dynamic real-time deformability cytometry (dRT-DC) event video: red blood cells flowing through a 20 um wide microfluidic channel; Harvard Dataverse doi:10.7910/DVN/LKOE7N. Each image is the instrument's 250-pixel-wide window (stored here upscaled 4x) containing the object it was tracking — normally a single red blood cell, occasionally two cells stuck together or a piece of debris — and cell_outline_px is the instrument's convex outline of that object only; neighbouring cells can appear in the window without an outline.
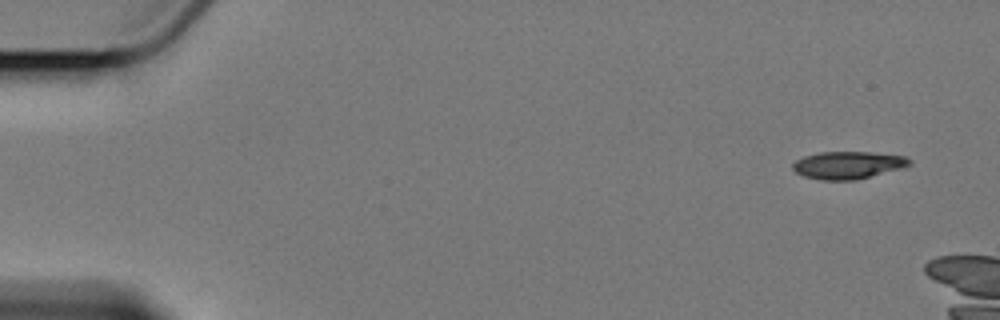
{"species": "Egyptian fruit bat (a non-hibernating species)", "species_latin": "Rousettus aegyptiacus", "temperature_condition": "cold", "stored_images_in_passage": 3, "camera_frame_rate_fps": 3000, "um_per_image_px": 0.085, "animal": {"sex": "female"}, "frame": {"image": 1, "passage_image": 1, "time_ms": 0.0, "image_size_px": [1000, 320], "cell_outline_px": [[912, 164], [900, 168], [856, 180], [820, 180], [804, 176], [796, 172], [792, 168], [792, 164], [796, 160], [804, 156], [820, 152], [872, 152], [904, 156], [912, 160]], "centroid_in_image_um": [72.06, 14.03], "position_along_channel_um": 12.9, "area_um2": 18.61}}